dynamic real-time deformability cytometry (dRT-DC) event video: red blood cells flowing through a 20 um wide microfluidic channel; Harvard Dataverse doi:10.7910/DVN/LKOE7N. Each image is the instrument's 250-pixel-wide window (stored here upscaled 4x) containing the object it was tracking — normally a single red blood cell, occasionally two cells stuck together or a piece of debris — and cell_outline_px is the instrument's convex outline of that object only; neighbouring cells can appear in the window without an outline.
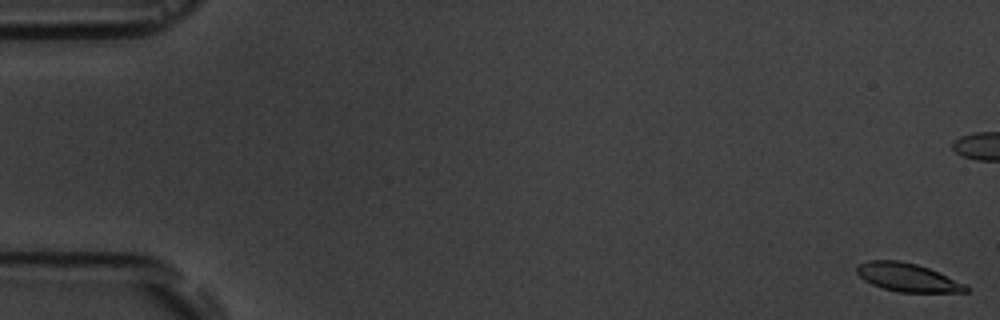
{"species": "common noctule bat (a hibernating species)", "species_latin": "Nyctalus noctula", "temperature_condition": "room temperature", "stored_images_in_passage": 18, "camera_frame_rate_fps": 3000, "um_per_image_px": 0.085, "animal": {"sex": "male", "body_mass_g": 19.5, "forearm_length_mm": 54.6}, "frame": {"image": 1, "passage_image": 1, "time_ms": 0.0, "image_size_px": [1000, 320], "cell_outline_px": [[968, 292], [900, 292], [884, 288], [872, 284], [864, 280], [856, 272], [856, 268], [860, 264], [868, 260], [900, 260], [916, 264], [928, 268], [964, 284], [968, 288]], "centroid_in_image_um": [77.1, 23.57], "position_along_channel_um": 7.9, "area_um2": 17.69}}
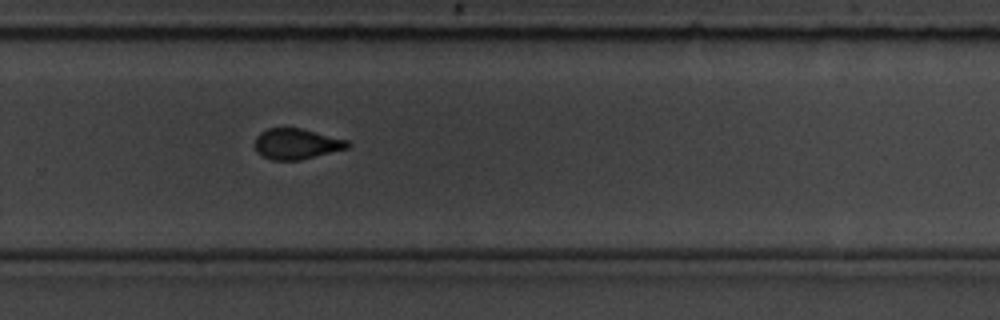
{"frame": {"image": 2, "passage_image": 13, "time_ms": 13.667, "image_size_px": [1000, 320], "cell_outline_px": [[352, 144], [348, 148], [300, 160], [272, 160], [256, 152], [256, 136], [260, 132], [268, 128], [300, 128], [348, 140]], "centroid_in_image_um": [25.21, 12.23], "position_along_channel_um": 304.6, "area_um2": 16.47}}
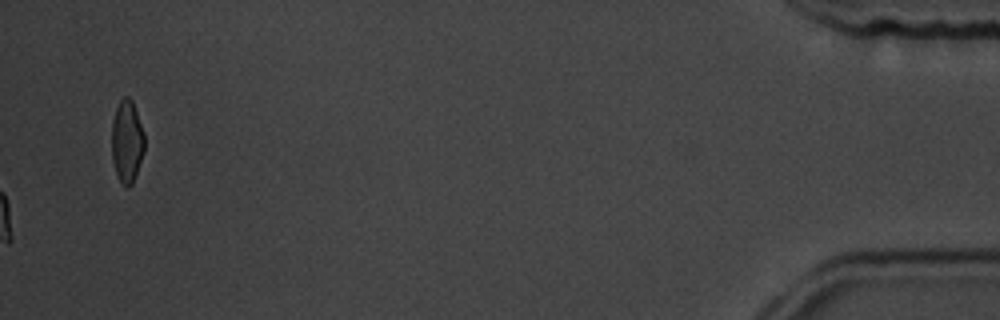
{"frame": {"image": 3, "passage_image": 18, "time_ms": 19.333, "image_size_px": [1000, 320], "cell_outline_px": [[144, 152], [132, 184], [128, 188], [124, 188], [116, 172], [112, 160], [112, 120], [116, 108], [120, 100], [124, 96], [128, 96], [132, 100], [144, 132]], "centroid_in_image_um": [10.79, 12.02], "position_along_channel_um": 424.4, "area_um2": 15.78}, "authors_computed_cell_mechanics": {"area_um2": 18.3515, "velocity_mm_per_s": 3.6061, "shape_relaxation_time_tau1_ms": 2.7608, "shape_relaxation_time_tau2_ms": 2.3242, "deformation_change_tau1": 0.1487, "deformation_change_tau2": 0.0689}}